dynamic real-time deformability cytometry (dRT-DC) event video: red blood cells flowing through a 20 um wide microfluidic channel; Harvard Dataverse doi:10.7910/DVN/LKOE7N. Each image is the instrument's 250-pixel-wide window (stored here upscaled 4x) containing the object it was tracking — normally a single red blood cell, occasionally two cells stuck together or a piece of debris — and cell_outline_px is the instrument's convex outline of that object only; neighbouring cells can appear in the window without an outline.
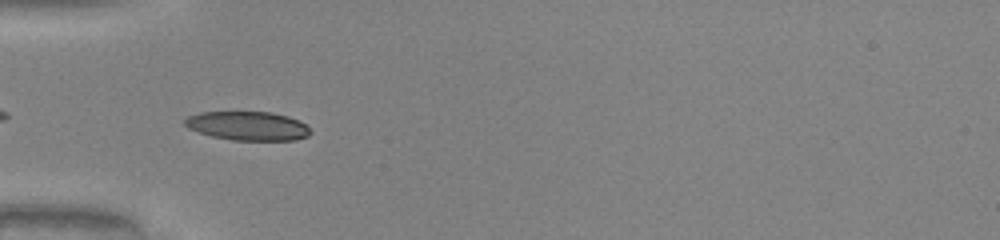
{"species": "common noctule bat (a hibernating species)", "species_latin": "Nyctalus noctula", "temperature_condition": "warm", "stored_images_in_passage": 36, "camera_frame_rate_fps": 3000, "um_per_image_px": 0.085, "animal": {"sex": "male", "body_mass_g": 20.0, "forearm_length_mm": 53.3}, "frame": {"image": 1, "passage_image": 2, "time_ms": 0.333, "image_size_px": [1000, 240], "cell_outline_px": [[312, 132], [308, 136], [296, 140], [232, 140], [212, 136], [188, 128], [184, 124], [184, 120], [188, 116], [200, 112], [272, 112], [288, 116], [304, 124]], "centroid_in_image_um": [21.05, 10.7], "position_along_channel_um": 63.9, "area_um2": 21.04}}
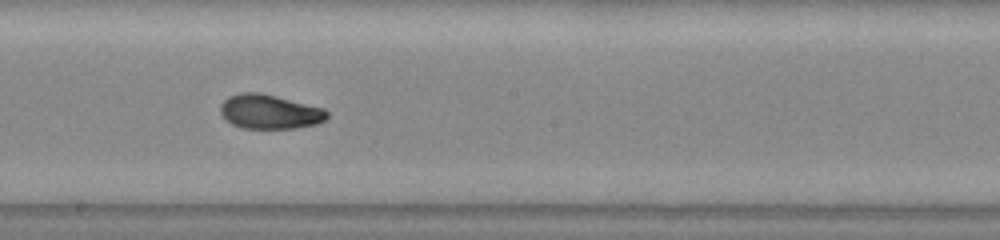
{"frame": {"image": 2, "passage_image": 14, "time_ms": 4.333, "image_size_px": [1000, 240], "cell_outline_px": [[328, 116], [324, 120], [316, 124], [292, 128], [240, 128], [232, 124], [220, 112], [220, 104], [228, 96], [240, 92], [260, 92], [324, 108], [328, 112]], "centroid_in_image_um": [22.9, 9.48], "position_along_channel_um": 225.3, "area_um2": 21.27}}
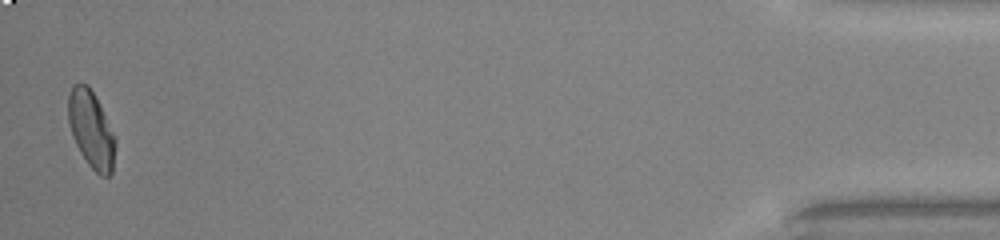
{"frame": {"image": 3, "passage_image": 35, "time_ms": 11.333, "image_size_px": [1000, 240], "cell_outline_px": [[116, 144], [112, 172], [108, 176], [100, 176], [88, 164], [80, 152], [72, 136], [68, 124], [68, 96], [72, 84], [80, 80], [88, 84], [116, 136]], "centroid_in_image_um": [7.74, 10.97], "position_along_channel_um": 427.5, "area_um2": 21.39}, "authors_computed_cell_mechanics": {"area_um2": 21.2415, "velocity_mm_per_s": 4.1146, "shape_relaxation_time_tau1_ms": null, "shape_relaxation_time_tau2_ms": 1.0693, "deformation_change_tau1": null, "deformation_change_tau2": 0.0573}}